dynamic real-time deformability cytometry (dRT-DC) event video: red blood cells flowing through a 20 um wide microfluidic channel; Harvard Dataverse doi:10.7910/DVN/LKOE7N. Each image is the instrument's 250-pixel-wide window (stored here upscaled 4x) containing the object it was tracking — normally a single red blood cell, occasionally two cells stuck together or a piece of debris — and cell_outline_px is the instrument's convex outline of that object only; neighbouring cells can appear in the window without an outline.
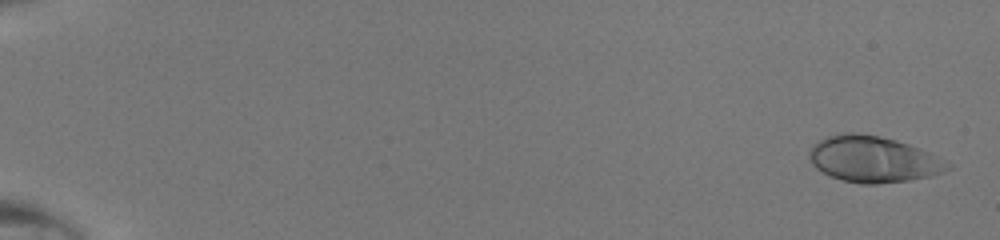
{"species": "human", "species_latin": "Homo sapiens", "temperature_condition": "room temperature", "stored_images_in_passage": 49, "camera_frame_rate_fps": 3000, "um_per_image_px": 0.085, "donor": {"sex": "male"}, "frame": {"image": 1, "passage_image": 2, "time_ms": 0.333, "image_size_px": [1000, 240], "cell_outline_px": [[952, 168], [928, 176], [908, 180], [876, 184], [864, 184], [844, 180], [832, 176], [816, 168], [812, 164], [808, 156], [812, 148], [820, 140], [828, 136], [844, 132], [852, 132], [876, 136], [896, 140], [908, 144], [948, 164]], "centroid_in_image_um": [74.15, 13.54], "position_along_channel_um": 10.9, "area_um2": 36.01}}
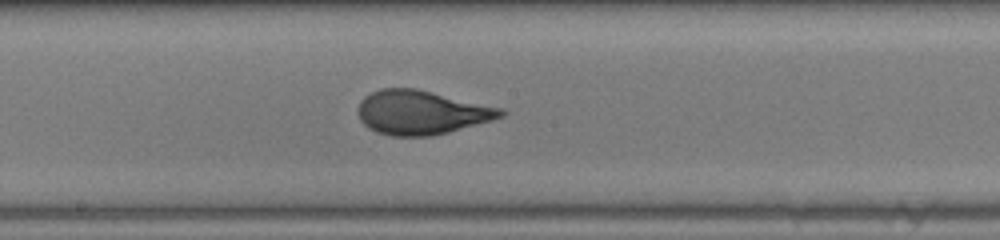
{"frame": {"image": 2, "passage_image": 29, "time_ms": 9.333, "image_size_px": [1000, 240], "cell_outline_px": [[508, 112], [504, 116], [492, 120], [448, 132], [432, 136], [392, 136], [376, 132], [368, 128], [360, 120], [360, 100], [364, 96], [380, 88], [416, 88], [504, 108]], "centroid_in_image_um": [35.85, 9.55], "position_along_channel_um": 212.3, "area_um2": 36.7}}
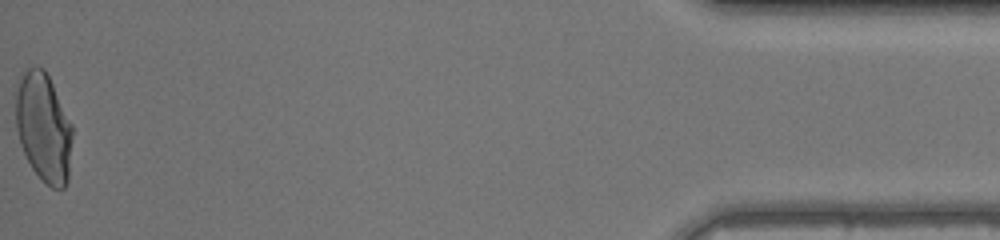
{"frame": {"image": 3, "passage_image": 49, "time_ms": 16.0, "image_size_px": [1000, 240], "cell_outline_px": [[72, 136], [68, 180], [64, 188], [52, 188], [32, 168], [20, 144], [16, 128], [12, 92], [16, 80], [20, 72], [28, 68], [44, 68], [72, 124]], "centroid_in_image_um": [3.64, 10.75], "position_along_channel_um": 431.6, "area_um2": 36.53}}